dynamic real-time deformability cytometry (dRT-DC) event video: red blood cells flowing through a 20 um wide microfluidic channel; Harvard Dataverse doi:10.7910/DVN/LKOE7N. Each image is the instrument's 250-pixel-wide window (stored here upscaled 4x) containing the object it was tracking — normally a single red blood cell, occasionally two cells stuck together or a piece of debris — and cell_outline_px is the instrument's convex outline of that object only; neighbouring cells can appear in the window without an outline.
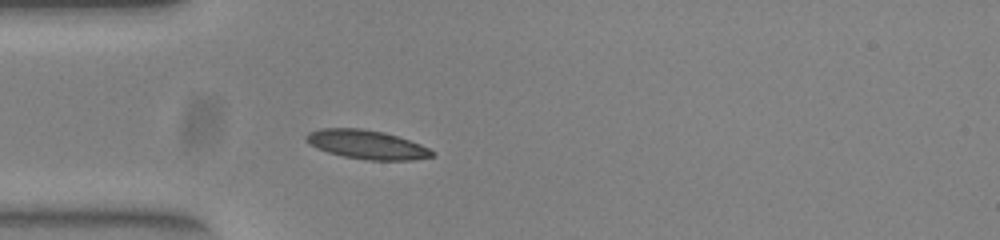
{"species": "common noctule bat (a hibernating species)", "species_latin": "Nyctalus noctula", "temperature_condition": "warm", "stored_images_in_passage": 38, "camera_frame_rate_fps": 3000, "um_per_image_px": 0.085, "animal": {"sex": "female", "body_mass_g": 23.0, "forearm_length_mm": 53.4}, "frame": {"image": 1, "passage_image": 1, "time_ms": 0.0, "image_size_px": [1000, 240], "cell_outline_px": [[436, 156], [412, 160], [368, 160], [344, 156], [328, 152], [308, 144], [304, 140], [304, 136], [308, 132], [320, 128], [360, 128], [384, 132], [420, 144], [436, 152]], "centroid_in_image_um": [31.16, 12.28], "position_along_channel_um": 53.8, "area_um2": 21.27}}
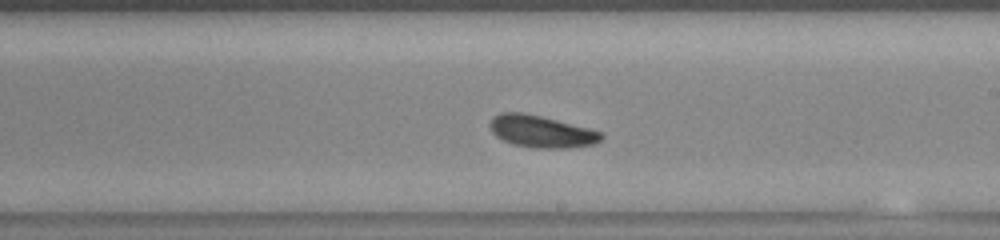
{"frame": {"image": 2, "passage_image": 16, "time_ms": 5.0, "image_size_px": [1000, 240], "cell_outline_px": [[604, 136], [596, 144], [568, 148], [532, 148], [512, 144], [496, 136], [492, 132], [488, 124], [492, 116], [500, 112], [520, 112], [540, 116], [588, 128], [600, 132]], "centroid_in_image_um": [45.97, 11.18], "position_along_channel_um": 243.0, "area_um2": 20.81}}
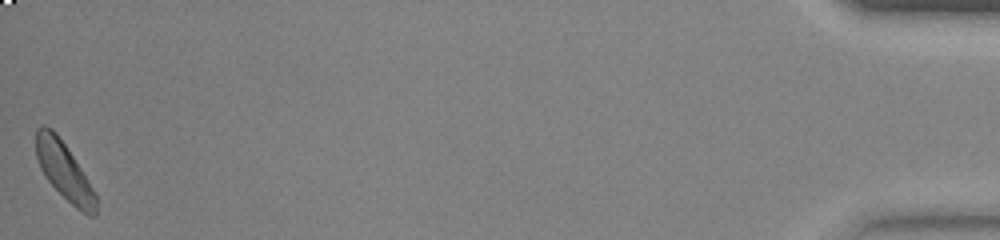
{"frame": {"image": 3, "passage_image": 38, "time_ms": 12.333, "image_size_px": [1000, 240], "cell_outline_px": [[96, 216], [88, 216], [76, 208], [44, 176], [40, 168], [36, 156], [36, 128], [40, 124], [44, 124], [52, 128], [56, 132], [96, 192]], "centroid_in_image_um": [5.44, 14.51], "position_along_channel_um": 429.8, "area_um2": 19.83}, "authors_computed_cell_mechanics": {"area_um2": 20.3167, "velocity_mm_per_s": 3.9208, "shape_relaxation_time_tau1_ms": 9.2573, "shape_relaxation_time_tau2_ms": null, "deformation_change_tau1": 0.2201, "deformation_change_tau2": null}}